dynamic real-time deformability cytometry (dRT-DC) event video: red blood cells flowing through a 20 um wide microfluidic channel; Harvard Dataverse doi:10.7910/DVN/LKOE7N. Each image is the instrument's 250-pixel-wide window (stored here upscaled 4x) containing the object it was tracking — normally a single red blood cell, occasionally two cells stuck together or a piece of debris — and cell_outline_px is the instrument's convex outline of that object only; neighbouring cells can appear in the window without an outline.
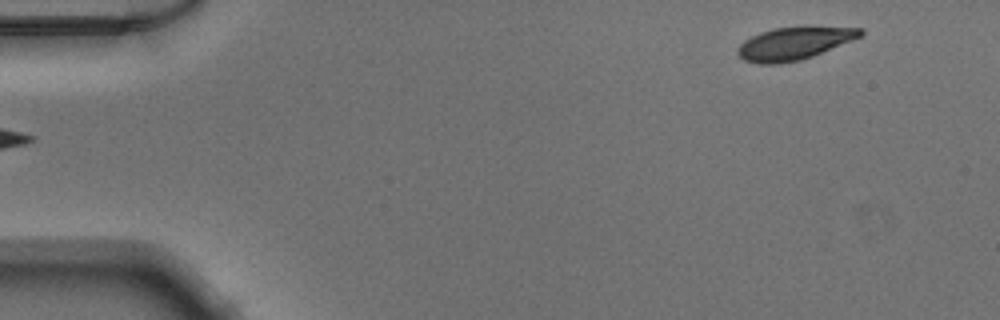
{"species": "Egyptian fruit bat (a non-hibernating species)", "species_latin": "Rousettus aegyptiacus", "temperature_condition": "warm", "stored_images_in_passage": 47, "camera_frame_rate_fps": 3000, "um_per_image_px": 0.085, "animal": {"sex": "male"}, "frame": {"image": 1, "passage_image": 1, "time_ms": 0.0, "image_size_px": [1000, 320], "cell_outline_px": [[864, 32], [860, 36], [852, 40], [812, 56], [800, 60], [780, 64], [760, 64], [744, 60], [736, 52], [736, 48], [744, 40], [760, 32], [772, 28], [804, 24], [808, 24], [860, 28]], "centroid_in_image_um": [67.5, 3.64], "position_along_channel_um": 17.5, "area_um2": 24.04}}
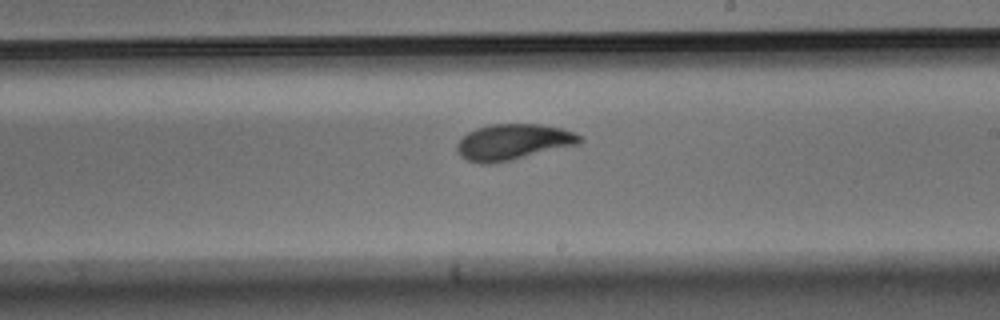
{"frame": {"image": 2, "passage_image": 26, "time_ms": 8.333, "image_size_px": [1000, 320], "cell_outline_px": [[584, 140], [580, 144], [496, 164], [480, 164], [468, 160], [460, 156], [456, 152], [456, 144], [468, 132], [476, 128], [488, 124], [540, 124], [560, 128], [572, 132], [580, 136]], "centroid_in_image_um": [43.6, 12.08], "position_along_channel_um": 245.4, "area_um2": 25.95}}
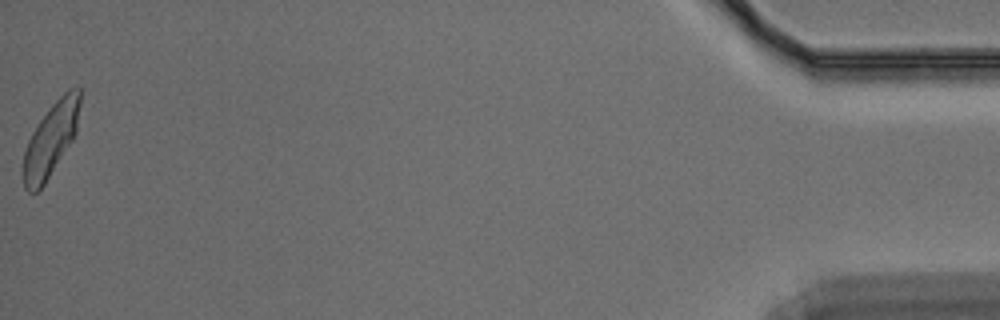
{"frame": {"image": 3, "passage_image": 47, "time_ms": 15.333, "image_size_px": [1000, 320], "cell_outline_px": [[80, 104], [76, 132], [72, 140], [44, 184], [36, 192], [28, 192], [24, 188], [20, 172], [24, 152], [28, 140], [32, 132], [40, 120], [52, 104], [68, 88], [80, 88]], "centroid_in_image_um": [4.28, 11.89], "position_along_channel_um": 430.9, "area_um2": 24.22}}